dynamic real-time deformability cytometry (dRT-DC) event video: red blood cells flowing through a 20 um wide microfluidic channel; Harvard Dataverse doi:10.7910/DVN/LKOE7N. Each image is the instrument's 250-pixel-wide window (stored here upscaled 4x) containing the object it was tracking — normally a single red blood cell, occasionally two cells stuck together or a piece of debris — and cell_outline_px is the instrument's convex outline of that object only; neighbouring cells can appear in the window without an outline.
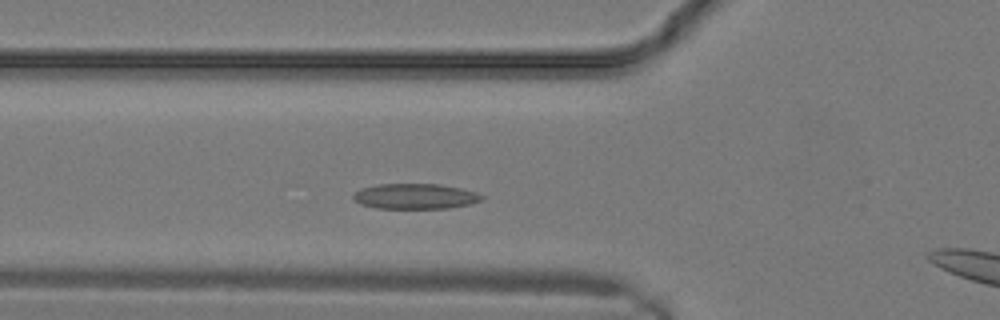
{"species": "common noctule bat (a hibernating species)", "species_latin": "Nyctalus noctula", "temperature_condition": "warm", "stored_images_in_passage": 3, "camera_frame_rate_fps": 3000, "um_per_image_px": 0.085, "animal": {"sex": "male", "body_mass_g": 19.2, "forearm_length_mm": 51.8}, "frame": {"image": 1, "passage_image": 2, "time_ms": 0.333, "image_size_px": [1000, 320], "cell_outline_px": [[484, 200], [472, 204], [448, 208], [376, 208], [360, 204], [352, 196], [360, 188], [376, 184], [440, 184], [460, 188], [476, 192], [484, 196]], "centroid_in_image_um": [35.32, 16.68], "position_along_channel_um": 90.5, "area_um2": 19.07}}